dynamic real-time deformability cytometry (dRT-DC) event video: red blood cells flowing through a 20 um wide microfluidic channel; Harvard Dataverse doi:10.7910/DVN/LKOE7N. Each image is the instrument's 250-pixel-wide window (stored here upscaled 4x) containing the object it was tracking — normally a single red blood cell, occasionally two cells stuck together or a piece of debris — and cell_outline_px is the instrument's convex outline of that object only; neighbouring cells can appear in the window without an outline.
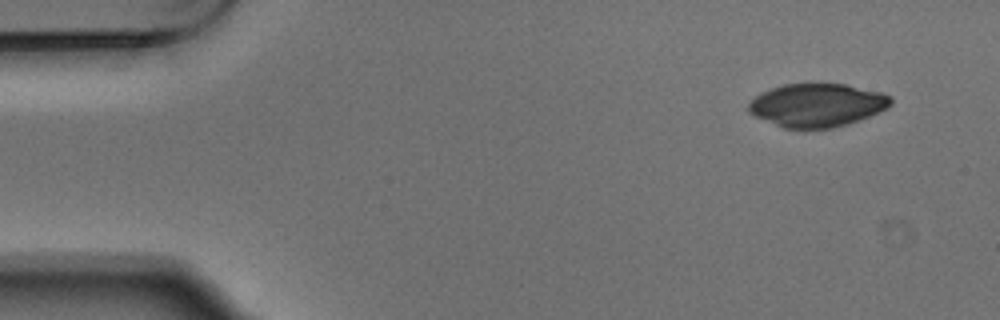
{"species": "Egyptian fruit bat (a non-hibernating species)", "species_latin": "Rousettus aegyptiacus", "temperature_condition": "warm", "stored_images_in_passage": 5, "segment_of_instrument_passage": [1, 2], "camera_frame_rate_fps": 3000, "um_per_image_px": 0.085, "animal": {"sex": "male"}, "frame": {"image": 1, "passage_image": 1, "time_ms": 0.0, "image_size_px": [1000, 320], "cell_outline_px": [[892, 104], [888, 108], [848, 124], [832, 128], [784, 128], [756, 116], [748, 112], [748, 104], [756, 96], [772, 88], [784, 84], [812, 80], [844, 84], [880, 92], [892, 96]], "centroid_in_image_um": [69.47, 8.89], "position_along_channel_um": 15.5, "area_um2": 36.36}}